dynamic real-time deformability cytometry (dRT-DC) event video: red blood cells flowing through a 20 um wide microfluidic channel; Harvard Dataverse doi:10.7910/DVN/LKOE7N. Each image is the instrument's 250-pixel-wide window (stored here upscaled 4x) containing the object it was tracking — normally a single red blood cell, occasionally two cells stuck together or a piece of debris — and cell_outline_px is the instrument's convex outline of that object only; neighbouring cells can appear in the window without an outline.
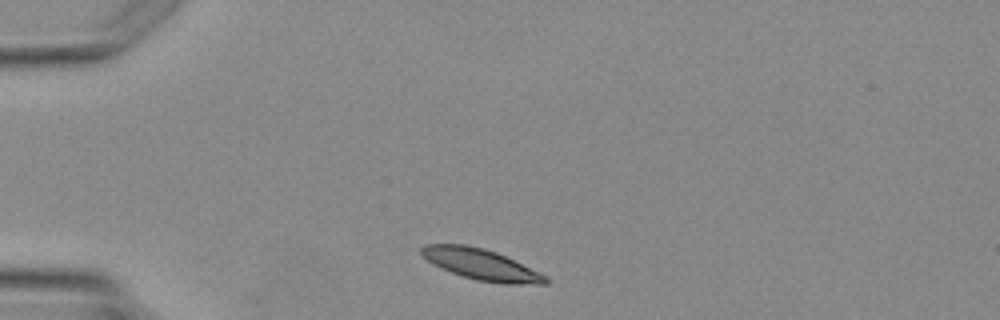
{"species": "Egyptian fruit bat (a non-hibernating species)", "species_latin": "Rousettus aegyptiacus", "temperature_condition": "warm", "stored_images_in_passage": 2, "camera_frame_rate_fps": 3000, "um_per_image_px": 0.085, "animal": {"sex": "female"}, "frame": {"image": 1, "passage_image": 1, "time_ms": 0.0, "image_size_px": [1000, 320], "cell_outline_px": [[548, 284], [504, 284], [476, 280], [452, 272], [428, 260], [420, 252], [420, 248], [424, 244], [464, 244], [484, 248], [496, 252], [548, 276]], "centroid_in_image_um": [40.93, 22.48], "position_along_channel_um": 44.1, "area_um2": 22.08}}